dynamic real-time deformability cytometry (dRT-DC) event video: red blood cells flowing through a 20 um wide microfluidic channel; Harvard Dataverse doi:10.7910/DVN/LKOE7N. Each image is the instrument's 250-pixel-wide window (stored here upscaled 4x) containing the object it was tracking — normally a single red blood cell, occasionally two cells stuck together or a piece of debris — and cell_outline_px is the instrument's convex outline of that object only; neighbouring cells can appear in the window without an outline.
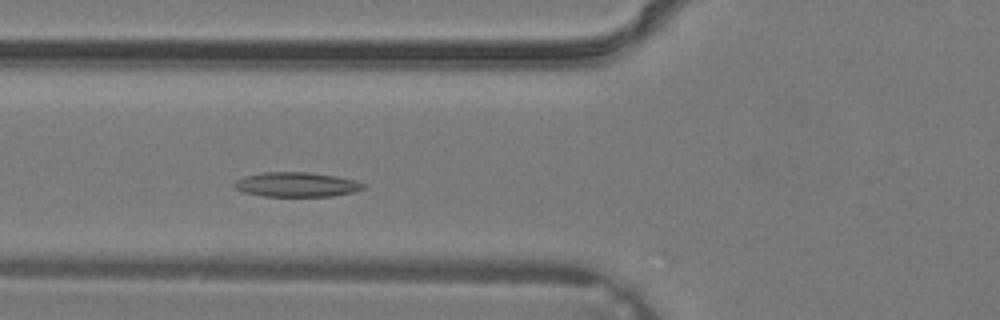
{"species": "common noctule bat (a hibernating species)", "species_latin": "Nyctalus noctula", "temperature_condition": "warm", "stored_images_in_passage": 22, "camera_frame_rate_fps": 3000, "um_per_image_px": 0.085, "animal": {"sex": "male", "body_mass_g": 19.2, "forearm_length_mm": 51.8}, "frame": {"image": 1, "passage_image": 5, "time_ms": 1.333, "image_size_px": [1000, 320], "cell_outline_px": [[364, 188], [352, 192], [332, 196], [264, 196], [244, 192], [236, 188], [232, 184], [236, 180], [244, 176], [264, 172], [308, 172], [336, 176], [356, 180], [364, 184]], "centroid_in_image_um": [25.19, 15.68], "position_along_channel_um": 100.6, "area_um2": 18.38}}
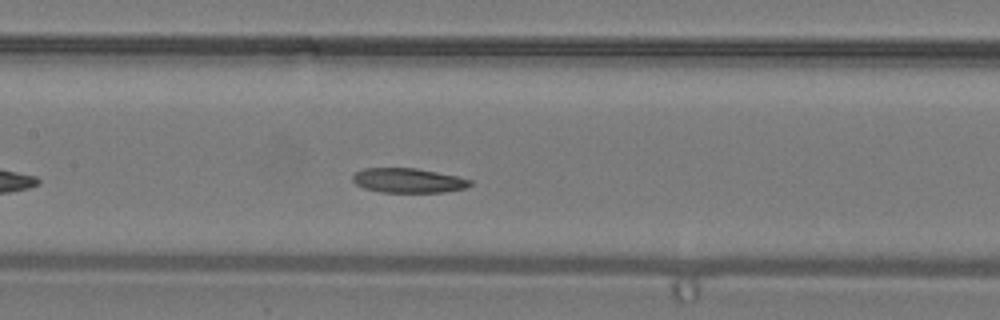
{"frame": {"image": 2, "passage_image": 9, "time_ms": 2.667, "image_size_px": [1000, 320], "cell_outline_px": [[472, 184], [464, 188], [444, 192], [380, 192], [364, 188], [356, 184], [352, 180], [352, 176], [356, 172], [364, 168], [416, 168], [456, 176], [472, 180]], "centroid_in_image_um": [34.68, 15.34], "position_along_channel_um": 172.7, "area_um2": 16.7}}
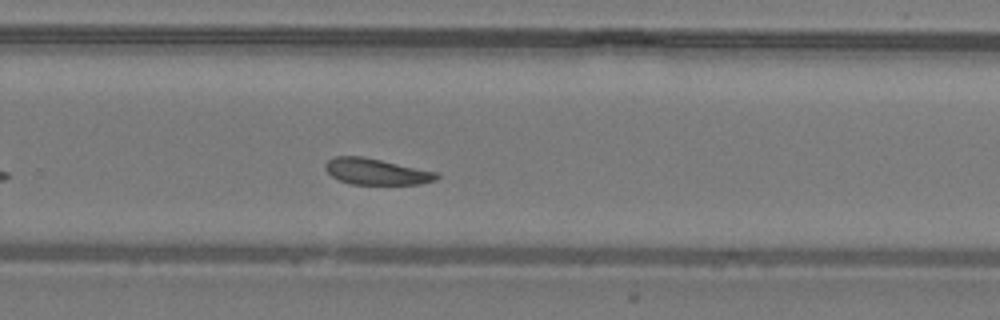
{"frame": {"image": 3, "passage_image": 16, "time_ms": 5.0, "image_size_px": [1000, 320], "cell_outline_px": [[440, 176], [436, 180], [420, 184], [352, 184], [340, 180], [332, 176], [324, 168], [324, 164], [328, 160], [336, 156], [364, 156], [436, 172]], "centroid_in_image_um": [31.97, 14.58], "position_along_channel_um": 297.8, "area_um2": 16.88}}